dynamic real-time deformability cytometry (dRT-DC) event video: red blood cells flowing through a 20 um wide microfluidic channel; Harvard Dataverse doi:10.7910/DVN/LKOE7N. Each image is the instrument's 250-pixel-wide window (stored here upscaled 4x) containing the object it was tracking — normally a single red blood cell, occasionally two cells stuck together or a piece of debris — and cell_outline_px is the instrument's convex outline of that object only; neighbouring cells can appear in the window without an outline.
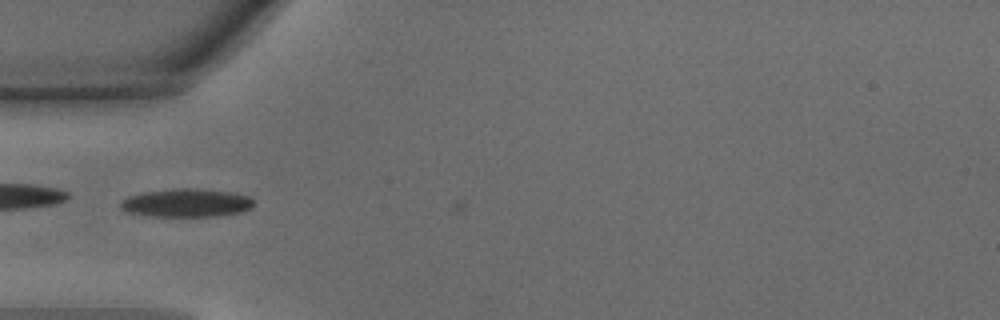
{"species": "common noctule bat (a hibernating species)", "species_latin": "Nyctalus noctula", "temperature_condition": "warm", "stored_images_in_passage": 4, "camera_frame_rate_fps": 3000, "um_per_image_px": 0.085, "animal": {"sex": "male", "body_mass_g": 15.6}, "frame": {"image": 1, "passage_image": 3, "time_ms": 0.667, "image_size_px": [1000, 320], "cell_outline_px": [[252, 208], [240, 212], [216, 216], [148, 216], [128, 212], [120, 208], [120, 200], [128, 196], [144, 192], [172, 188], [196, 188], [236, 192], [252, 196]], "centroid_in_image_um": [15.85, 17.23], "position_along_channel_um": 69.1, "area_um2": 22.25}}